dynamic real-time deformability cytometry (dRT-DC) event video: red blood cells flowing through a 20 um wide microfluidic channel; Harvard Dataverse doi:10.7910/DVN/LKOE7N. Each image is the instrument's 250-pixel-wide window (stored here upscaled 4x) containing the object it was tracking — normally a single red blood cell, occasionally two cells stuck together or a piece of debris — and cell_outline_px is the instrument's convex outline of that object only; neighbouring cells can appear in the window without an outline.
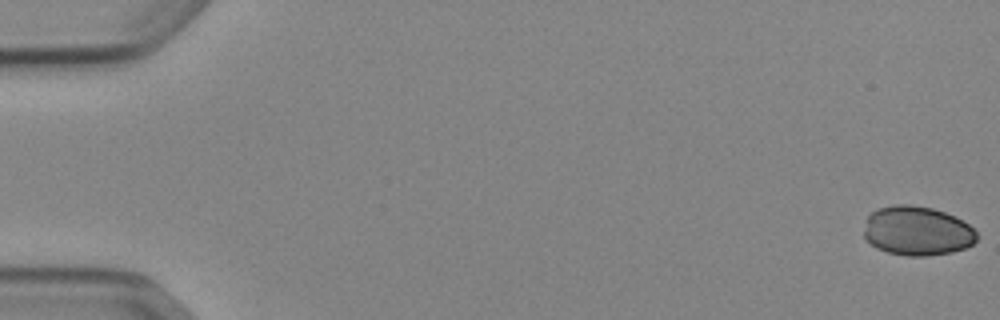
{"species": "Egyptian fruit bat (a non-hibernating species)", "species_latin": "Rousettus aegyptiacus", "temperature_condition": "cold", "stored_images_in_passage": 33, "camera_frame_rate_fps": 3000, "um_per_image_px": 0.085, "animal": {"sex": "female"}, "frame": {"image": 1, "passage_image": 1, "time_ms": 0.0, "image_size_px": [1000, 320], "cell_outline_px": [[976, 240], [972, 244], [964, 248], [952, 252], [924, 256], [908, 256], [888, 252], [876, 248], [864, 236], [864, 232], [868, 216], [872, 212], [880, 208], [892, 204], [912, 204], [932, 208], [944, 212], [968, 224], [976, 232]], "centroid_in_image_um": [77.94, 19.62], "position_along_channel_um": 7.1, "area_um2": 32.14}}
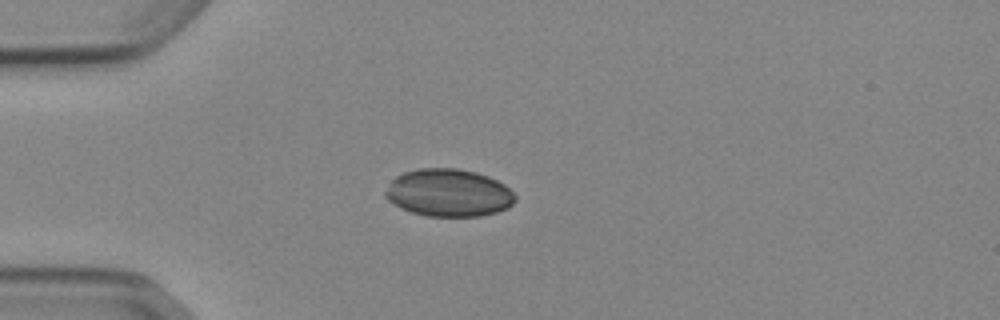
{"frame": {"image": 2, "passage_image": 15, "time_ms": 4.667, "image_size_px": [1000, 320], "cell_outline_px": [[516, 200], [508, 208], [496, 212], [480, 216], [428, 216], [412, 212], [400, 208], [388, 200], [384, 196], [384, 192], [392, 180], [396, 176], [404, 172], [420, 168], [456, 168], [476, 172], [488, 176], [504, 184], [516, 196]], "centroid_in_image_um": [38.13, 16.39], "position_along_channel_um": 46.9, "area_um2": 36.01}}
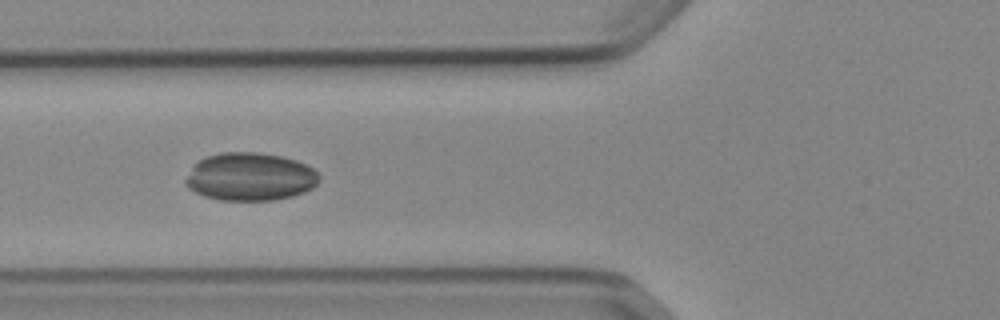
{"frame": {"image": 3, "passage_image": 21, "time_ms": 6.667, "image_size_px": [1000, 320], "cell_outline_px": [[320, 180], [312, 188], [304, 192], [292, 196], [272, 200], [220, 200], [204, 196], [188, 188], [184, 180], [192, 168], [200, 160], [208, 156], [220, 152], [256, 152], [280, 156], [296, 160], [312, 168], [320, 176]], "centroid_in_image_um": [21.26, 15.03], "position_along_channel_um": 104.5, "area_um2": 37.17}}